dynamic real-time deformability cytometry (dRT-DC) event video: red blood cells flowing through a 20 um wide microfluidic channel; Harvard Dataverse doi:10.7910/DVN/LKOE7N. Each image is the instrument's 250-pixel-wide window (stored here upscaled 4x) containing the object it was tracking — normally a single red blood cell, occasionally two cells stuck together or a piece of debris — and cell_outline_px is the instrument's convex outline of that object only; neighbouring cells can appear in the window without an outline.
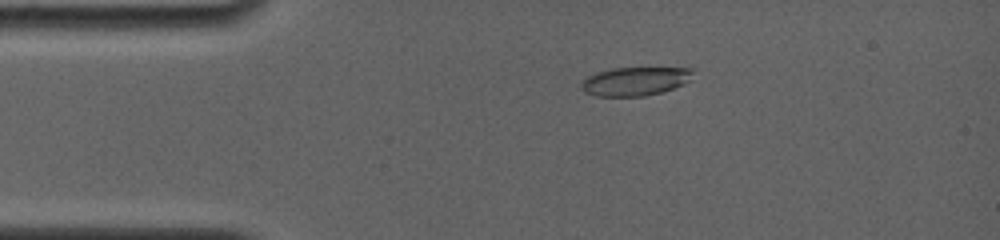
{"species": "common noctule bat (a hibernating species)", "species_latin": "Nyctalus noctula", "temperature_condition": "room temperature", "stored_images_in_passage": 7, "camera_frame_rate_fps": 4000, "um_per_image_px": 0.085, "animal": {"sex": "female", "body_mass_g": 19.0, "forearm_length_mm": 56.7}, "frame": {"image": 1, "passage_image": 4, "time_ms": 2.5, "image_size_px": [1000, 240], "cell_outline_px": [[696, 68], [688, 80], [684, 84], [660, 92], [644, 96], [596, 96], [584, 92], [580, 88], [580, 84], [588, 76], [596, 72], [612, 68]], "centroid_in_image_um": [53.95, 6.9], "position_along_channel_um": 31.1, "area_um2": 18.55}}
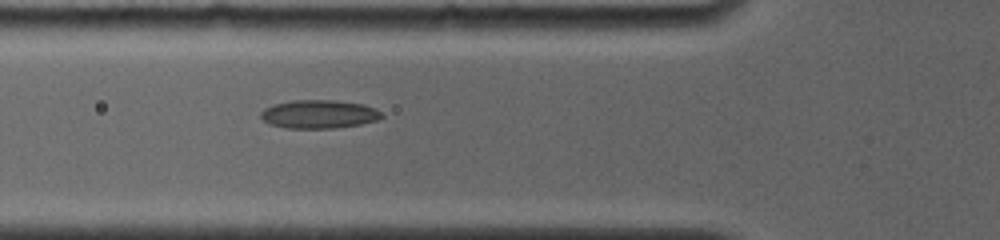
{"frame": {"image": 2, "passage_image": 7, "time_ms": 5.25, "image_size_px": [1000, 240], "cell_outline_px": [[384, 116], [376, 120], [360, 124], [332, 128], [288, 128], [268, 124], [260, 116], [260, 112], [264, 108], [272, 104], [292, 100], [336, 100], [364, 104], [376, 108]], "centroid_in_image_um": [27.09, 9.69], "position_along_channel_um": 98.7, "area_um2": 20.11}}